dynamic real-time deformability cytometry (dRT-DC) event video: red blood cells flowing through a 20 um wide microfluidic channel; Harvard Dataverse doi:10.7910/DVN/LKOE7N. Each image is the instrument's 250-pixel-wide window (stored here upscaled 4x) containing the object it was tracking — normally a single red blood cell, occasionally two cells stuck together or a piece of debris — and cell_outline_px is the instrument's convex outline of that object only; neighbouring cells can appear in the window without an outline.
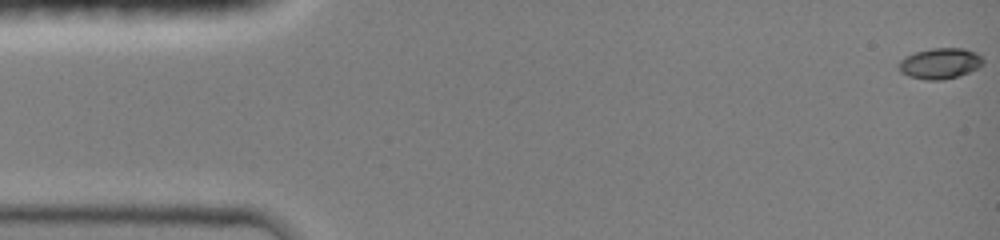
{"species": "common noctule bat (a hibernating species)", "species_latin": "Nyctalus noctula", "temperature_condition": "room temperature", "stored_images_in_passage": 9, "camera_frame_rate_fps": 3000, "um_per_image_px": 0.085, "animal": {"sex": "female", "body_mass_g": 19.0, "forearm_length_mm": 51.5}, "frame": {"image": 1, "passage_image": 1, "time_ms": 0.0, "image_size_px": [1000, 240], "cell_outline_px": [[984, 64], [968, 72], [956, 76], [940, 80], [924, 80], [908, 76], [900, 72], [900, 60], [904, 56], [916, 52], [932, 48], [964, 48], [976, 52], [984, 60]], "centroid_in_image_um": [79.9, 5.38], "position_along_channel_um": 5.1, "area_um2": 15.03}}